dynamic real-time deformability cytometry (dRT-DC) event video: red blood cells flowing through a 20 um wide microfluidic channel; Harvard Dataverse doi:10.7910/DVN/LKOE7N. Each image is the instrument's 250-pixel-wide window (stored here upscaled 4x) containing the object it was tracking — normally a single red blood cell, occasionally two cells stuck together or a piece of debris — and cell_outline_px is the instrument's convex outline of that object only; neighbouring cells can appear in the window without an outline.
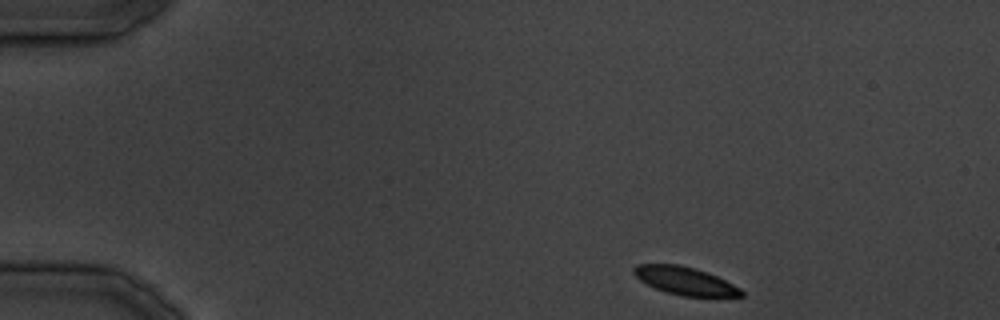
{"species": "common noctule bat (a hibernating species)", "species_latin": "Nyctalus noctula", "temperature_condition": "cold", "stored_images_in_passage": 29, "camera_frame_rate_fps": 3000, "um_per_image_px": 0.085, "animal": {"sex": "male", "body_mass_g": 19.5, "forearm_length_mm": 54.6}, "frame": {"image": 1, "passage_image": 1, "time_ms": 0.0, "image_size_px": [1000, 320], "cell_outline_px": [[744, 296], [680, 296], [664, 292], [640, 280], [632, 272], [632, 268], [636, 264], [680, 264], [708, 272], [740, 288], [744, 292]], "centroid_in_image_um": [58.2, 23.86], "position_along_channel_um": 26.8, "area_um2": 17.46}}
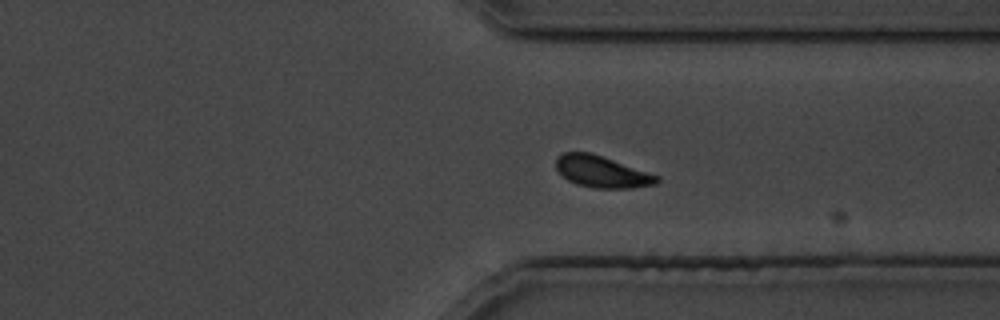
{"frame": {"image": 2, "passage_image": 24, "time_ms": 28.0, "image_size_px": [1000, 320], "cell_outline_px": [[660, 180], [656, 184], [632, 188], [596, 188], [576, 184], [568, 180], [556, 168], [556, 156], [564, 152], [588, 152], [660, 176]], "centroid_in_image_um": [51.15, 14.6], "position_along_channel_um": 360.3, "area_um2": 18.32}}
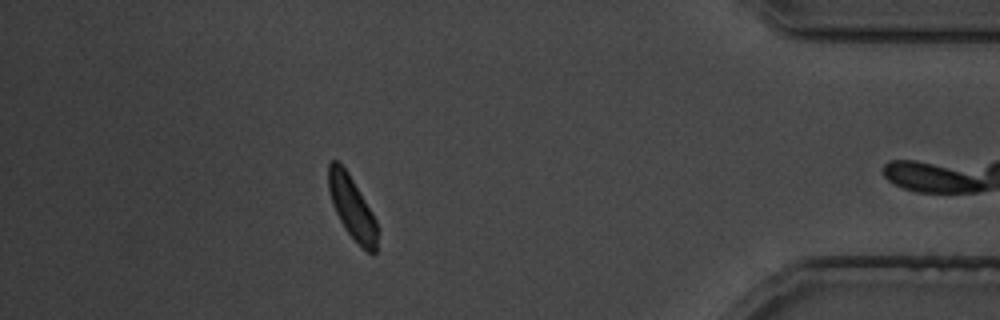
{"frame": {"image": 3, "passage_image": 28, "time_ms": 33.667, "image_size_px": [1000, 320], "cell_outline_px": [[376, 252], [372, 256], [344, 228], [332, 204], [328, 188], [328, 164], [332, 160], [336, 160], [348, 172], [372, 212], [376, 220]], "centroid_in_image_um": [29.9, 17.61], "position_along_channel_um": 405.3, "area_um2": 17.46}}